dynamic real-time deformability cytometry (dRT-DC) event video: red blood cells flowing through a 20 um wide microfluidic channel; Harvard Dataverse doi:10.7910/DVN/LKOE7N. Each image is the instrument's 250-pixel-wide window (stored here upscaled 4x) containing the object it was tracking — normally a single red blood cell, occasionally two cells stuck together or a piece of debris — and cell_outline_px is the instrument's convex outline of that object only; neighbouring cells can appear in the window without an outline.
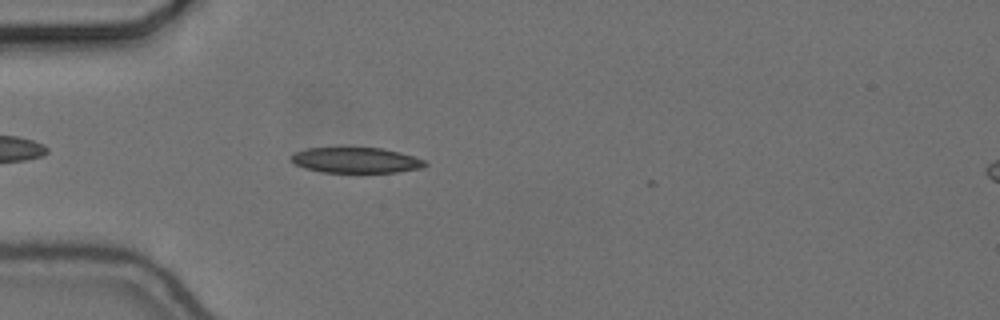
{"species": "common noctule bat (a hibernating species)", "species_latin": "Nyctalus noctula", "temperature_condition": "cold", "stored_images_in_passage": 2, "camera_frame_rate_fps": 3000, "um_per_image_px": 0.085, "animal": {"sex": "female", "body_mass_g": 24.6, "forearm_length_mm": 56.2}, "frame": {"image": 1, "passage_image": 1, "time_ms": 0.0, "image_size_px": [1000, 320], "cell_outline_px": [[428, 164], [424, 168], [396, 172], [320, 172], [296, 164], [292, 160], [292, 156], [296, 152], [308, 148], [384, 148], [400, 152], [424, 160]], "centroid_in_image_um": [30.33, 13.62], "position_along_channel_um": 54.7, "area_um2": 19.65}}